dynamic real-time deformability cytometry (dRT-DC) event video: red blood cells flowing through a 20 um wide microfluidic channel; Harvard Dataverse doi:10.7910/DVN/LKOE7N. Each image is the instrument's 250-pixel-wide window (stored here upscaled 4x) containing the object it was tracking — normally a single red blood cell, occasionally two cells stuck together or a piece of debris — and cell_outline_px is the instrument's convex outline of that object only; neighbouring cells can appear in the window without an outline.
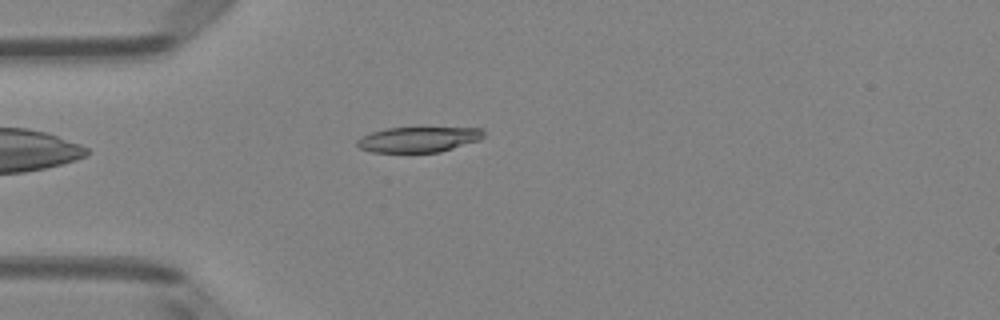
{"species": "Egyptian fruit bat (a non-hibernating species)", "species_latin": "Rousettus aegyptiacus", "temperature_condition": "room temperature", "stored_images_in_passage": 41, "camera_frame_rate_fps": 3000, "um_per_image_px": 0.085, "animal": {"sex": "female"}, "frame": {"image": 1, "passage_image": 5, "time_ms": 1.333, "image_size_px": [1000, 320], "cell_outline_px": [[484, 136], [480, 140], [440, 152], [372, 152], [360, 148], [356, 144], [356, 140], [360, 136], [372, 132], [388, 128], [484, 128]], "centroid_in_image_um": [35.57, 11.85], "position_along_channel_um": 49.4, "area_um2": 18.67}}
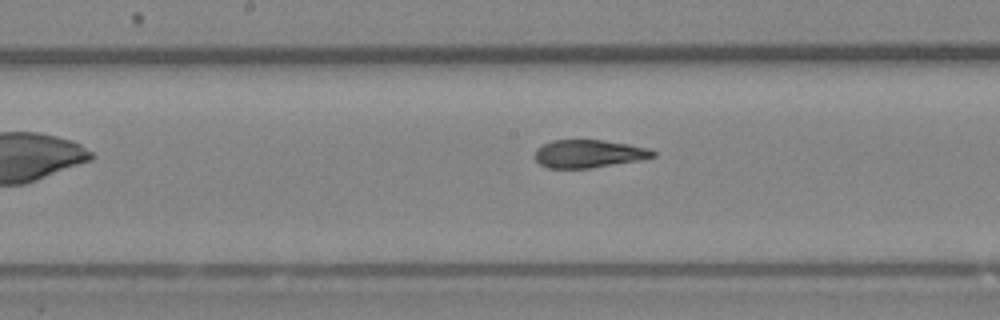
{"frame": {"image": 2, "passage_image": 17, "time_ms": 5.333, "image_size_px": [1000, 320], "cell_outline_px": [[656, 156], [640, 160], [592, 168], [548, 168], [540, 164], [532, 156], [536, 148], [552, 140], [600, 140], [628, 144], [648, 148], [656, 152]], "centroid_in_image_um": [50.01, 13.07], "position_along_channel_um": 198.2, "area_um2": 19.31}}
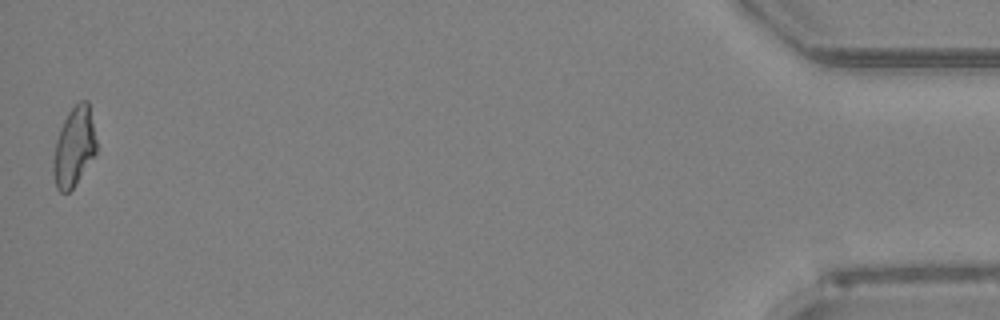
{"frame": {"image": 3, "passage_image": 41, "time_ms": 13.333, "image_size_px": [1000, 320], "cell_outline_px": [[96, 152], [72, 188], [68, 192], [60, 192], [56, 188], [52, 172], [52, 160], [56, 140], [60, 128], [68, 112], [80, 100], [88, 100], [96, 140]], "centroid_in_image_um": [6.26, 12.48], "position_along_channel_um": 428.9, "area_um2": 19.71}, "authors_computed_cell_mechanics": {"area_um2": 19.8254, "velocity_mm_per_s": 4.0313, "shape_relaxation_time_tau1_ms": null, "shape_relaxation_time_tau2_ms": 1.8167, "deformation_change_tau1": null, "deformation_change_tau2": 0.0872}}